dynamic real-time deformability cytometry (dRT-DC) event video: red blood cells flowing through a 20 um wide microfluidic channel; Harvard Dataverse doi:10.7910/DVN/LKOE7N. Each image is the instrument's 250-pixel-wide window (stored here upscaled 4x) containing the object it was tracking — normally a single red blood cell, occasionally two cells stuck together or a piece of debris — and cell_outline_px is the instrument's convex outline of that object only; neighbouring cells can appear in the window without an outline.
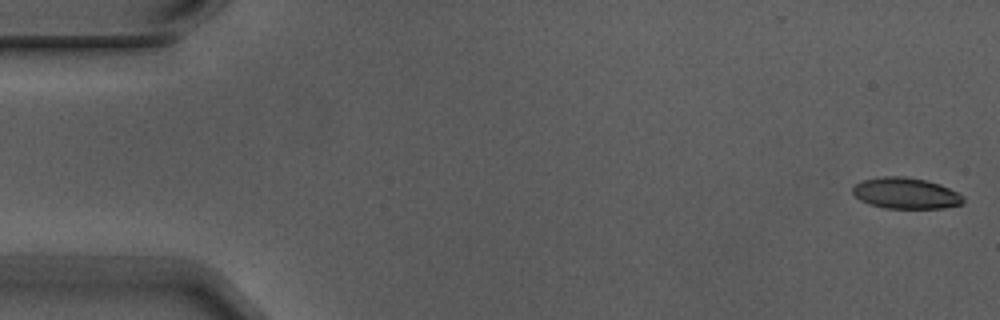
{"species": "Egyptian fruit bat (a non-hibernating species)", "species_latin": "Rousettus aegyptiacus", "temperature_condition": "warm", "stored_images_in_passage": 8, "segment_of_instrument_passage": [1, 2], "camera_frame_rate_fps": 3000, "um_per_image_px": 0.085, "animal": {"sex": "male"}, "frame": {"image": 1, "passage_image": 1, "time_ms": 0.0, "image_size_px": [1000, 320], "cell_outline_px": [[964, 200], [960, 204], [944, 208], [884, 208], [860, 200], [852, 192], [852, 188], [856, 184], [864, 180], [884, 176], [904, 176], [928, 180], [940, 184], [964, 196]], "centroid_in_image_um": [77.0, 16.42], "position_along_channel_um": 8.0, "area_um2": 19.88}}
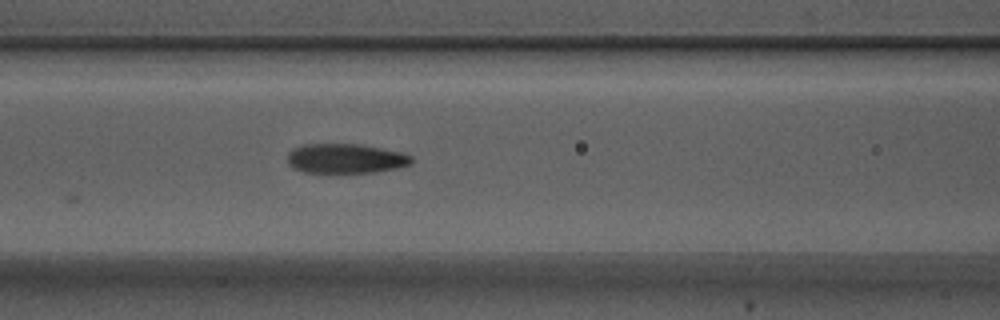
{"frame": {"image": 2, "passage_image": 7, "time_ms": 2.0, "image_size_px": [1000, 320], "cell_outline_px": [[412, 164], [396, 168], [376, 172], [328, 176], [304, 172], [288, 164], [288, 152], [292, 148], [304, 144], [360, 144], [404, 152], [412, 156]], "centroid_in_image_um": [29.37, 13.52], "position_along_channel_um": 137.2, "area_um2": 22.48}}